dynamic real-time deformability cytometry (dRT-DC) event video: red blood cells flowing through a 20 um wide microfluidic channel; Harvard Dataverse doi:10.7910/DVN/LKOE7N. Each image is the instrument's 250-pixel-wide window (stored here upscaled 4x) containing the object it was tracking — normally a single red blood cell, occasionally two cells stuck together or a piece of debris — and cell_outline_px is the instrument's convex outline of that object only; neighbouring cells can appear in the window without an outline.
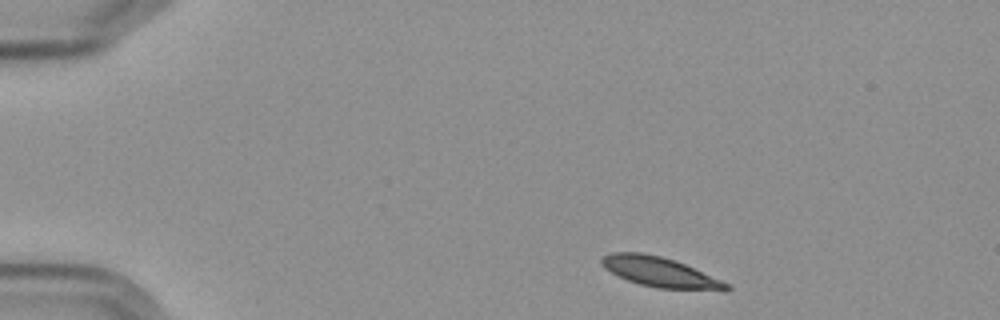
{"species": "Egyptian fruit bat (a non-hibernating species)", "species_latin": "Rousettus aegyptiacus", "temperature_condition": "cold", "stored_images_in_passage": 10, "camera_frame_rate_fps": 3000, "um_per_image_px": 0.085, "frame": {"image": 1, "passage_image": 1, "time_ms": 0.0, "image_size_px": [1000, 320], "cell_outline_px": [[732, 288], [728, 292], [656, 288], [640, 284], [628, 280], [604, 268], [600, 264], [600, 256], [612, 252], [640, 252], [660, 256], [684, 264], [732, 284]], "centroid_in_image_um": [56.17, 23.16], "position_along_channel_um": 28.8, "area_um2": 22.14}}
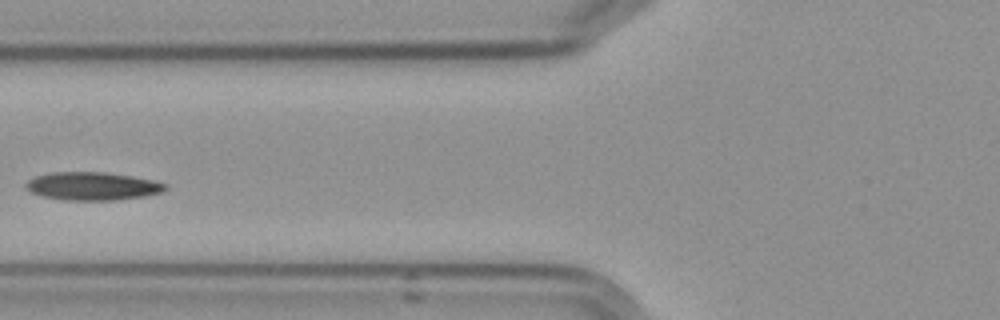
{"frame": {"image": 2, "passage_image": 5, "time_ms": 4.667, "image_size_px": [1000, 320], "cell_outline_px": [[168, 188], [164, 192], [144, 196], [116, 200], [68, 200], [40, 196], [24, 188], [24, 184], [28, 180], [36, 176], [52, 172], [104, 172], [132, 176], [152, 180], [168, 184]], "centroid_in_image_um": [7.87, 15.82], "position_along_channel_um": 117.9, "area_um2": 22.95}}
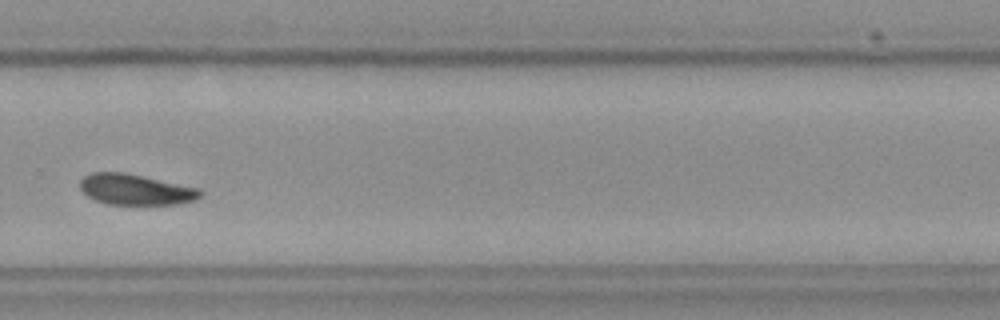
{"frame": {"image": 3, "passage_image": 10, "time_ms": 10.333, "image_size_px": [1000, 320], "cell_outline_px": [[200, 196], [196, 200], [180, 204], [108, 204], [96, 200], [88, 196], [80, 188], [80, 180], [84, 176], [92, 172], [124, 172], [200, 188]], "centroid_in_image_um": [11.52, 16.1], "position_along_channel_um": 318.3, "area_um2": 21.44}}